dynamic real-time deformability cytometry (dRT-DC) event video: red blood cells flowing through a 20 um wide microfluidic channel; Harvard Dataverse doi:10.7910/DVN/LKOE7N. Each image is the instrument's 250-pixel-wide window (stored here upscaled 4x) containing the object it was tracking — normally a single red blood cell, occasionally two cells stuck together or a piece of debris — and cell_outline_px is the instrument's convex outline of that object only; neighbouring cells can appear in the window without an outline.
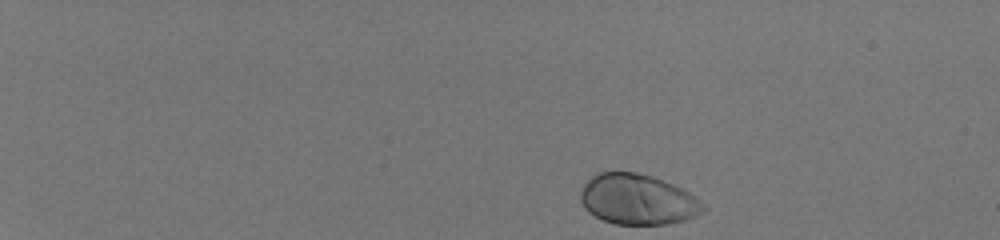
{"species": "human", "species_latin": "Homo sapiens", "temperature_condition": "room temperature", "stored_images_in_passage": 44, "camera_frame_rate_fps": 3000, "um_per_image_px": 0.085, "donor": {"sex": "male"}, "frame": {"image": 1, "passage_image": 1, "time_ms": 0.0, "image_size_px": [1000, 240], "cell_outline_px": [[704, 212], [696, 216], [684, 220], [668, 224], [616, 224], [604, 220], [588, 212], [584, 208], [580, 200], [580, 192], [584, 184], [592, 176], [600, 172], [636, 172], [652, 176], [664, 180], [688, 192], [704, 204]], "centroid_in_image_um": [54.19, 16.95], "position_along_channel_um": 30.8, "area_um2": 35.95}}
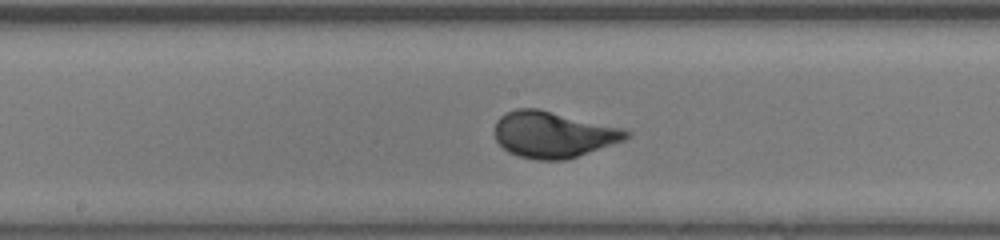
{"frame": {"image": 2, "passage_image": 24, "time_ms": 7.667, "image_size_px": [1000, 240], "cell_outline_px": [[632, 136], [624, 140], [564, 160], [536, 160], [520, 156], [508, 152], [496, 140], [492, 132], [496, 120], [500, 116], [516, 108], [540, 108], [624, 128], [632, 132]], "centroid_in_image_um": [47.01, 11.41], "position_along_channel_um": 201.2, "area_um2": 35.72}}
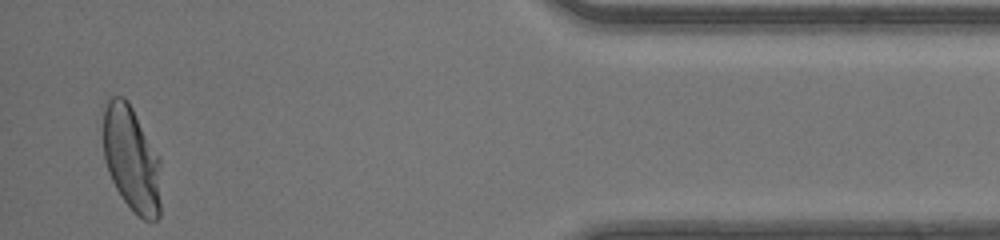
{"frame": {"image": 3, "passage_image": 43, "time_ms": 14.0, "image_size_px": [1000, 240], "cell_outline_px": [[160, 216], [156, 220], [144, 220], [120, 196], [108, 172], [104, 160], [104, 100], [112, 96], [124, 96], [128, 100], [160, 160]], "centroid_in_image_um": [11.17, 13.49], "position_along_channel_um": 424.0, "area_um2": 35.32}, "authors_computed_cell_mechanics": {"area_um2": 34.8823, "velocity_mm_per_s": 4.1782, "shape_relaxation_time_tau1_ms": 2.2999, "shape_relaxation_time_tau2_ms": null, "deformation_change_tau1": 0.148, "deformation_change_tau2": null}}